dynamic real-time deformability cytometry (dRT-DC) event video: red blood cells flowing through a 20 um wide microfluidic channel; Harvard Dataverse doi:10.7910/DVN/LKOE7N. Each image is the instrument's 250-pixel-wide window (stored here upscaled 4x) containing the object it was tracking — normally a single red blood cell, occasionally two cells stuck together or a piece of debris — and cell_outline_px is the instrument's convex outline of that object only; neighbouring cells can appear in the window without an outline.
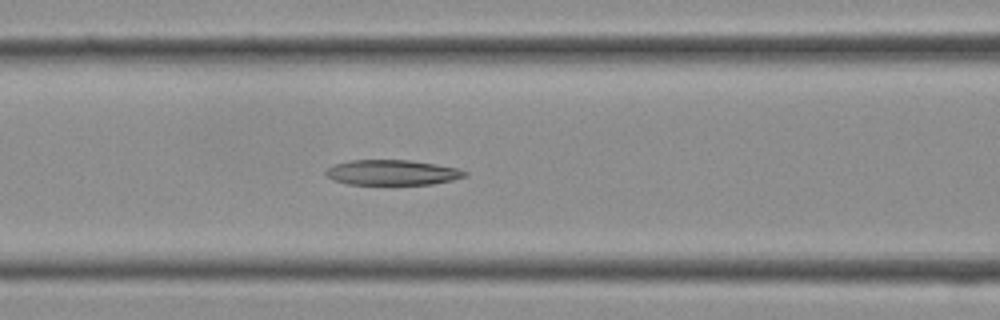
{"species": "Egyptian fruit bat (a non-hibernating species)", "species_latin": "Rousettus aegyptiacus", "temperature_condition": "cold", "stored_images_in_passage": 16, "camera_frame_rate_fps": 3000, "um_per_image_px": 0.085, "frame": {"image": 1, "passage_image": 12, "time_ms": 3.667, "image_size_px": [1000, 320], "cell_outline_px": [[468, 176], [452, 180], [432, 184], [348, 184], [332, 180], [324, 176], [324, 172], [332, 164], [352, 160], [408, 160], [436, 164], [456, 168], [468, 172]], "centroid_in_image_um": [33.3, 14.66], "position_along_channel_um": 133.3, "area_um2": 20.52}}
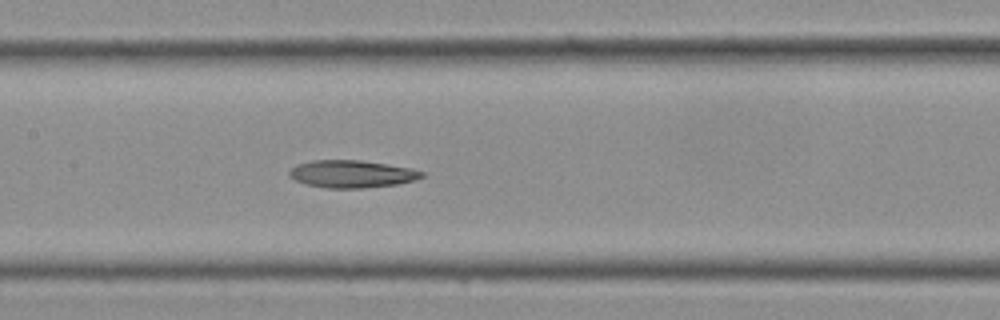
{"frame": {"image": 2, "passage_image": 14, "time_ms": 4.333, "image_size_px": [1000, 320], "cell_outline_px": [[424, 176], [416, 180], [396, 184], [364, 188], [328, 188], [304, 184], [288, 176], [288, 172], [296, 164], [312, 160], [360, 160], [388, 164], [412, 168], [424, 172]], "centroid_in_image_um": [29.9, 14.78], "position_along_channel_um": 177.5, "area_um2": 21.33}}
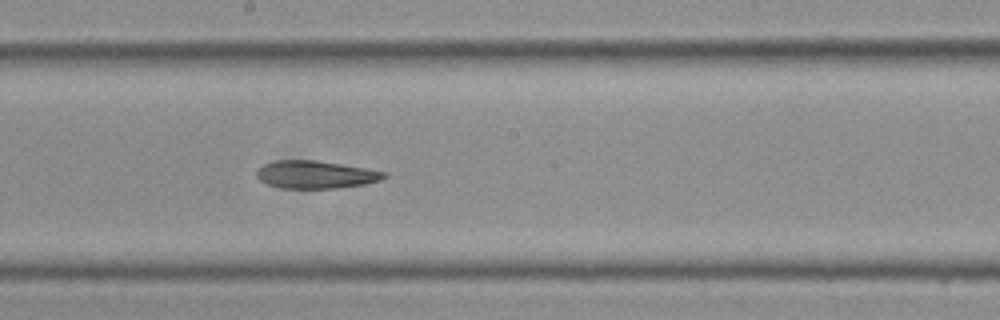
{"frame": {"image": 3, "passage_image": 16, "time_ms": 5.0, "image_size_px": [1000, 320], "cell_outline_px": [[388, 176], [380, 180], [364, 184], [336, 188], [280, 188], [268, 184], [260, 180], [256, 176], [256, 168], [264, 164], [276, 160], [316, 160], [388, 172]], "centroid_in_image_um": [26.8, 14.83], "position_along_channel_um": 221.4, "area_um2": 20.58}}